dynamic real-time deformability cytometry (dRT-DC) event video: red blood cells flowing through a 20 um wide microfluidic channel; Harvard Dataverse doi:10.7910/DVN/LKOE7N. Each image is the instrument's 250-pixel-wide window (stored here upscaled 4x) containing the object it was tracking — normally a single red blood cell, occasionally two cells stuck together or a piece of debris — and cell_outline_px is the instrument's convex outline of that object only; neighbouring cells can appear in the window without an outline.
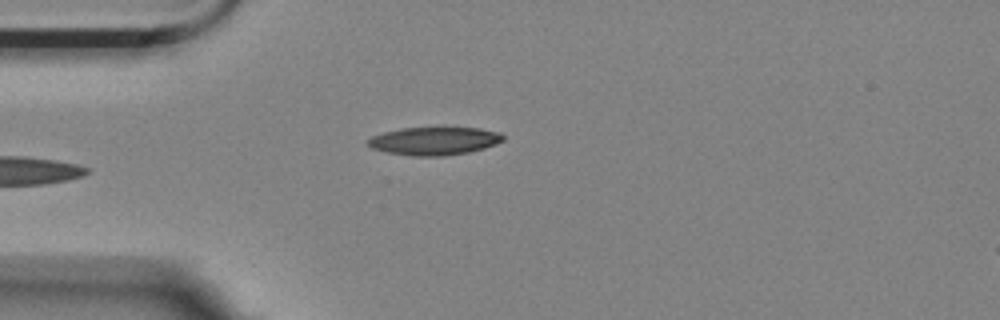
{"species": "Egyptian fruit bat (a non-hibernating species)", "species_latin": "Rousettus aegyptiacus", "temperature_condition": "room temperature", "stored_images_in_passage": 5, "camera_frame_rate_fps": 3000, "um_per_image_px": 0.085, "animal": {"sex": "female"}, "frame": {"image": 1, "passage_image": 5, "time_ms": 1.333, "image_size_px": [1000, 320], "cell_outline_px": [[504, 140], [496, 144], [484, 148], [468, 152], [444, 156], [412, 156], [388, 152], [372, 148], [368, 144], [368, 140], [372, 136], [384, 132], [404, 128], [480, 128], [500, 132], [504, 136]], "centroid_in_image_um": [36.95, 11.98], "position_along_channel_um": 48.1, "area_um2": 21.91}}